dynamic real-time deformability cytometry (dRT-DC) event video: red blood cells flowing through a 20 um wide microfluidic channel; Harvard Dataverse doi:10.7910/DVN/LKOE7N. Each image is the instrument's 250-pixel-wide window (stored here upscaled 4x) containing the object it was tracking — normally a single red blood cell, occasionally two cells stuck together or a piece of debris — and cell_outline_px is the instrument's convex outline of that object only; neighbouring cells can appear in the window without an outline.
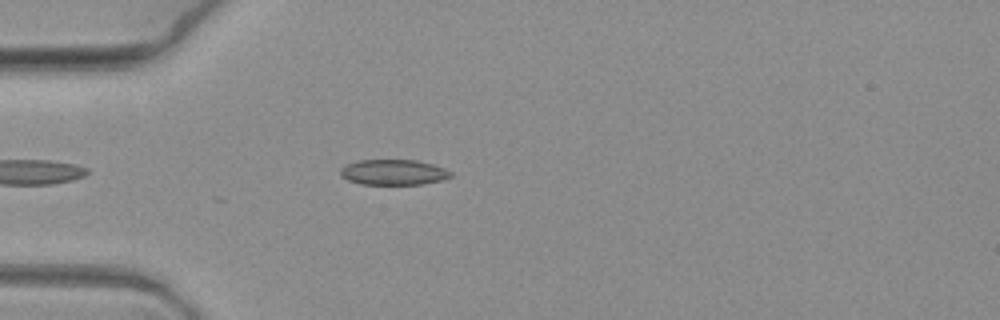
{"species": "common noctule bat (a hibernating species)", "species_latin": "Nyctalus noctula", "temperature_condition": "warm", "stored_images_in_passage": 8, "camera_frame_rate_fps": 3000, "um_per_image_px": 0.085, "animal": {"sex": "female", "body_mass_g": 19.3, "forearm_length_mm": 54.1}, "frame": {"image": 1, "passage_image": 1, "time_ms": 0.0, "image_size_px": [1000, 320], "cell_outline_px": [[452, 176], [440, 180], [424, 184], [360, 184], [348, 180], [340, 176], [340, 168], [356, 160], [416, 160], [432, 164], [444, 168], [452, 172]], "centroid_in_image_um": [33.42, 14.64], "position_along_channel_um": 51.6, "area_um2": 16.36}}
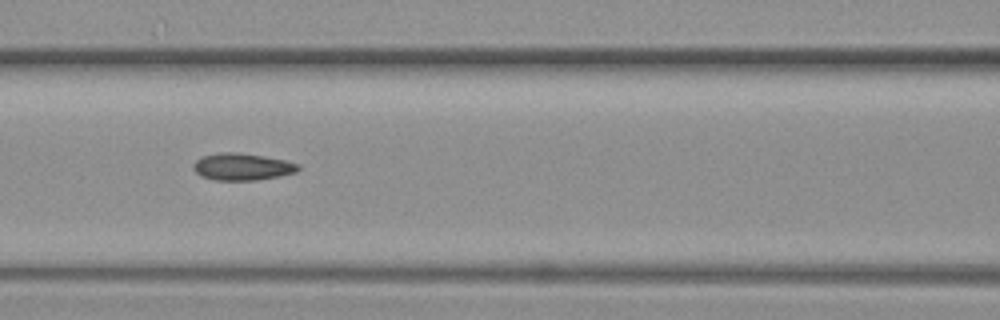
{"frame": {"image": 2, "passage_image": 4, "time_ms": 1.0, "image_size_px": [1000, 320], "cell_outline_px": [[300, 168], [296, 172], [280, 176], [256, 180], [216, 180], [200, 176], [192, 168], [192, 164], [200, 156], [220, 152], [236, 152], [264, 156], [284, 160], [300, 164]], "centroid_in_image_um": [20.56, 14.17], "position_along_channel_um": 146.0, "area_um2": 16.65}}
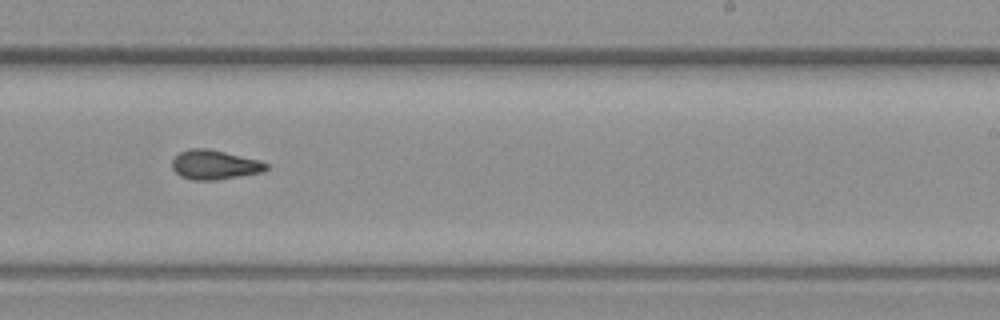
{"frame": {"image": 3, "passage_image": 7, "time_ms": 2.0, "image_size_px": [1000, 320], "cell_outline_px": [[268, 168], [264, 172], [216, 180], [192, 180], [180, 176], [172, 168], [172, 160], [180, 152], [192, 148], [208, 148], [260, 160], [268, 164]], "centroid_in_image_um": [18.25, 14.01], "position_along_channel_um": 270.7, "area_um2": 16.18}}